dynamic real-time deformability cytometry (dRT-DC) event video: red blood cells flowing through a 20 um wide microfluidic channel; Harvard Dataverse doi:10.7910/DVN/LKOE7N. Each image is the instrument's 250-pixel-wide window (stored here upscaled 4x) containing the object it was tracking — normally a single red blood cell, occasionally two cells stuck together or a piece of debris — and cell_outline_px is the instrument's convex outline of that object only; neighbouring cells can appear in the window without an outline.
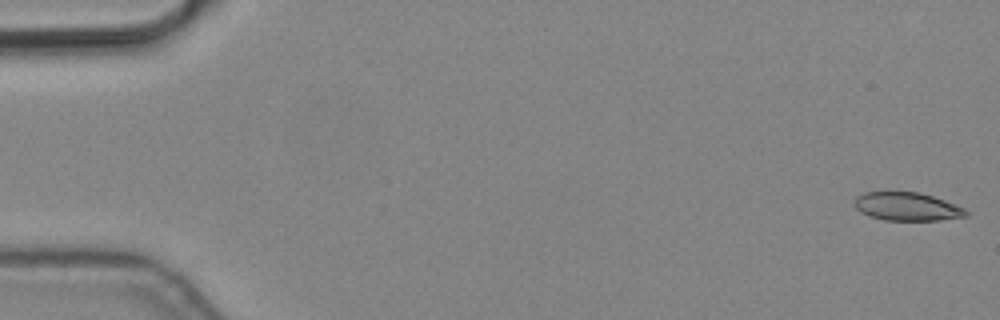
{"species": "common noctule bat (a hibernating species)", "species_latin": "Nyctalus noctula", "temperature_condition": "cold", "stored_images_in_passage": 6, "camera_frame_rate_fps": 3000, "um_per_image_px": 0.085, "animal": {"sex": "male", "body_mass_g": 19.2, "forearm_length_mm": 51.8}, "frame": {"image": 1, "passage_image": 1, "time_ms": 0.0, "image_size_px": [1000, 320], "cell_outline_px": [[968, 216], [940, 220], [884, 220], [868, 216], [860, 212], [852, 204], [856, 196], [864, 192], [920, 192], [944, 200], [964, 208], [968, 212]], "centroid_in_image_um": [77.06, 17.56], "position_along_channel_um": 7.9, "area_um2": 18.5}}
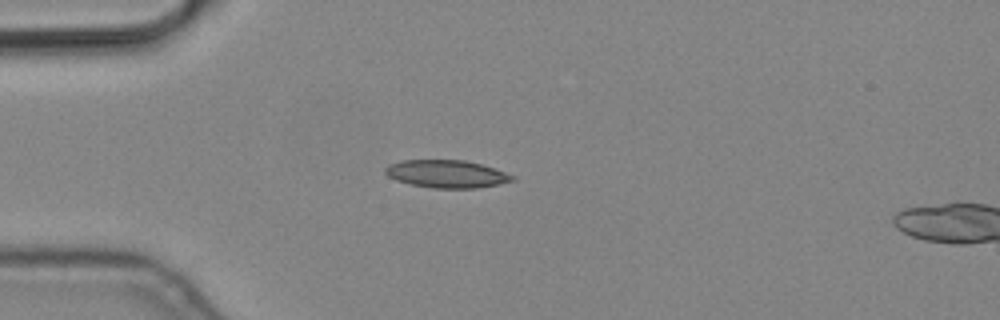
{"frame": {"image": 2, "passage_image": 5, "time_ms": 1.333, "image_size_px": [1000, 320], "cell_outline_px": [[516, 180], [500, 184], [476, 188], [432, 188], [412, 184], [396, 180], [388, 176], [384, 172], [384, 168], [388, 164], [400, 160], [464, 160], [480, 164], [516, 176]], "centroid_in_image_um": [37.95, 14.78], "position_along_channel_um": 47.1, "area_um2": 20.52}}